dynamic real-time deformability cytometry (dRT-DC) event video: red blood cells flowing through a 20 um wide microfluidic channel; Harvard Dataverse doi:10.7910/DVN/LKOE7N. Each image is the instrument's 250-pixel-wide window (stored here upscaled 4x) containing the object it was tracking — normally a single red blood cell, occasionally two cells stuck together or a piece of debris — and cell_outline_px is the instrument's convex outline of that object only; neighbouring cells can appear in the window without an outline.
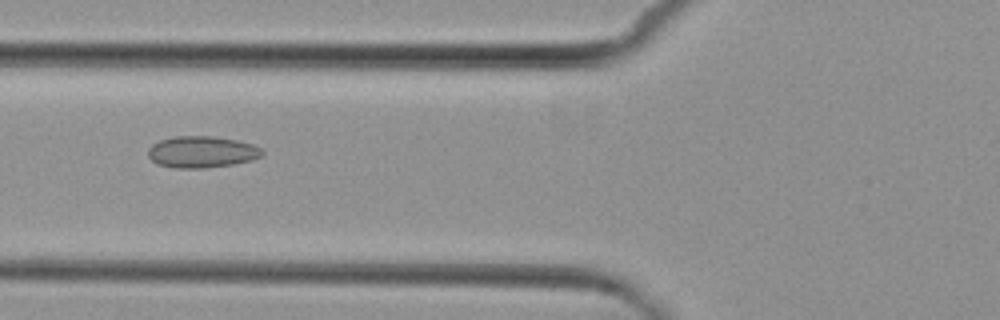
{"species": "common noctule bat (a hibernating species)", "species_latin": "Nyctalus noctula", "temperature_condition": "cold", "stored_images_in_passage": 9, "camera_frame_rate_fps": 3000, "um_per_image_px": 0.085, "animal": {"sex": "female", "body_mass_g": 29.2, "forearm_length_mm": 56.3}, "frame": {"image": 1, "passage_image": 7, "time_ms": 7.0, "image_size_px": [1000, 320], "cell_outline_px": [[264, 156], [252, 160], [232, 164], [204, 168], [176, 168], [156, 164], [148, 156], [148, 148], [152, 144], [160, 140], [176, 136], [212, 136], [236, 140], [252, 144], [260, 148], [264, 152]], "centroid_in_image_um": [17.15, 12.92], "position_along_channel_um": 108.7, "area_um2": 21.04}}
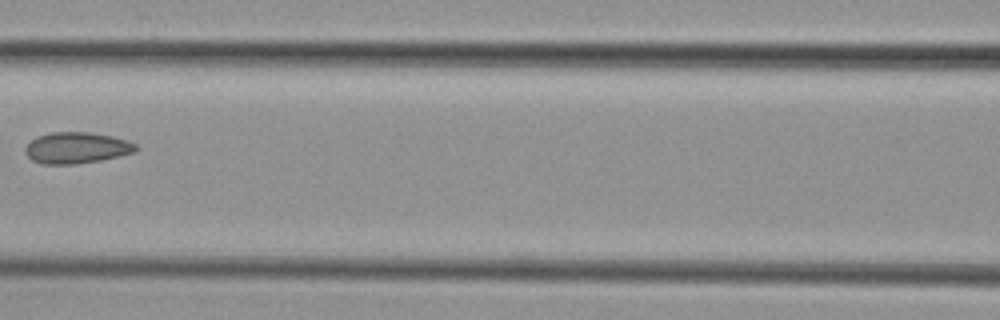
{"frame": {"image": 2, "passage_image": 8, "time_ms": 8.333, "image_size_px": [1000, 320], "cell_outline_px": [[140, 148], [136, 152], [120, 156], [100, 160], [76, 164], [40, 164], [32, 160], [24, 152], [24, 148], [36, 136], [52, 132], [88, 132], [112, 136], [128, 140], [136, 144]], "centroid_in_image_um": [6.53, 12.57], "position_along_channel_um": 160.1, "area_um2": 20.35}}
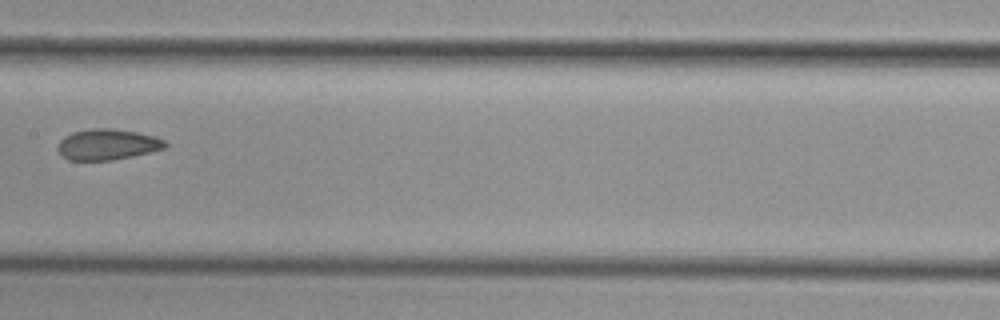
{"frame": {"image": 3, "passage_image": 9, "time_ms": 9.333, "image_size_px": [1000, 320], "cell_outline_px": [[168, 144], [164, 148], [132, 156], [112, 160], [68, 160], [56, 148], [60, 140], [64, 136], [72, 132], [92, 128], [108, 128], [136, 132], [156, 136], [164, 140]], "centroid_in_image_um": [9.11, 12.27], "position_along_channel_um": 198.3, "area_um2": 19.19}}